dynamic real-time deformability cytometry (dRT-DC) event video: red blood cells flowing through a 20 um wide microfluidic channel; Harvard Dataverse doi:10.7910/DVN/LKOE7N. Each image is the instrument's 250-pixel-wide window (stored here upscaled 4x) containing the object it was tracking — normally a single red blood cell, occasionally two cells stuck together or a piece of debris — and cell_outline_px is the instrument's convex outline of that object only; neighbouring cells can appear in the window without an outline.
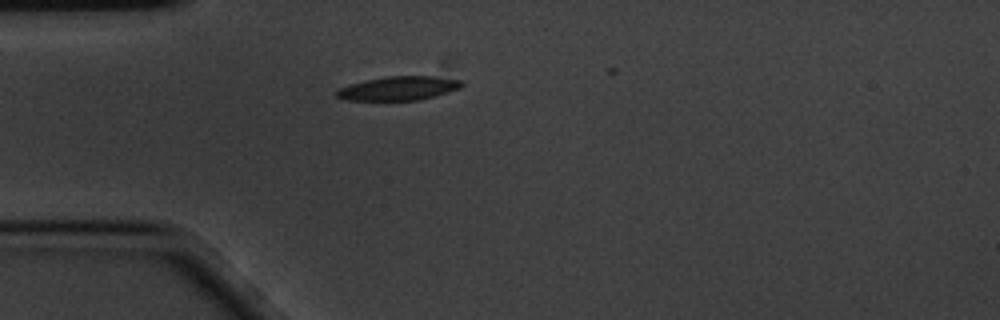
{"species": "common noctule bat (a hibernating species)", "species_latin": "Nyctalus noctula", "temperature_condition": "cold", "stored_images_in_passage": 2, "camera_frame_rate_fps": 3000, "um_per_image_px": 0.085, "animal": {"sex": "male", "body_mass_g": 20.1, "forearm_length_mm": 53.5}, "frame": {"image": 1, "passage_image": 1, "time_ms": 0.0, "image_size_px": [1000, 320], "cell_outline_px": [[464, 84], [460, 88], [448, 92], [420, 100], [348, 100], [336, 96], [332, 92], [340, 88], [364, 80], [384, 76], [432, 76], [460, 80]], "centroid_in_image_um": [33.86, 7.5], "position_along_channel_um": 51.1, "area_um2": 17.4}}